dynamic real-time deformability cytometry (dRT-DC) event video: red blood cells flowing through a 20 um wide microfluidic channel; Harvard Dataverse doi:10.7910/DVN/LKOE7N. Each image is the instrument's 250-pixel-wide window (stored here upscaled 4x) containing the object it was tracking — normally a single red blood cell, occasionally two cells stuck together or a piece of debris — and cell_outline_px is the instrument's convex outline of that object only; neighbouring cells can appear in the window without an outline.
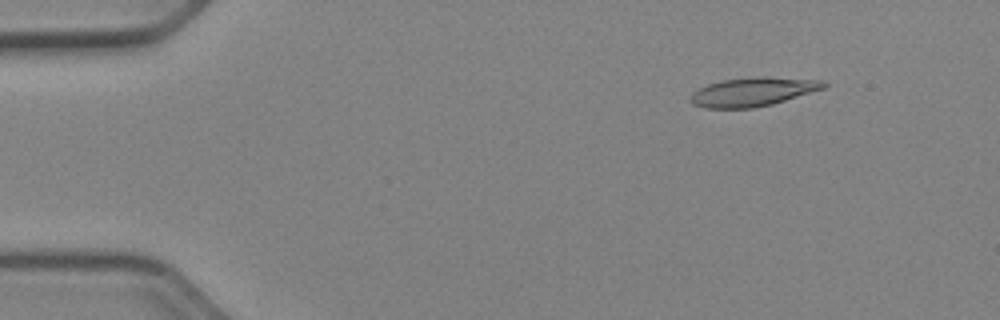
{"species": "Egyptian fruit bat (a non-hibernating species)", "species_latin": "Rousettus aegyptiacus", "temperature_condition": "cold", "stored_images_in_passage": 46, "camera_frame_rate_fps": 3000, "um_per_image_px": 0.085, "animal": {"sex": "female"}, "frame": {"image": 1, "passage_image": 1, "time_ms": 0.0, "image_size_px": [1000, 320], "cell_outline_px": [[828, 84], [824, 88], [772, 104], [752, 108], [704, 108], [692, 104], [688, 100], [692, 92], [708, 84], [720, 80], [752, 76], [764, 76], [820, 80]], "centroid_in_image_um": [63.94, 7.8], "position_along_channel_um": 21.1, "area_um2": 22.48}}
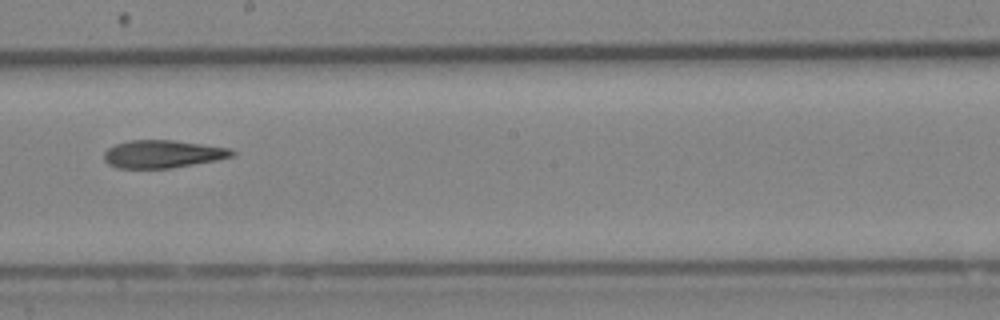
{"frame": {"image": 2, "passage_image": 24, "time_ms": 7.667, "image_size_px": [1000, 320], "cell_outline_px": [[236, 152], [232, 156], [216, 160], [168, 168], [116, 168], [108, 164], [104, 160], [104, 152], [108, 148], [116, 144], [128, 140], [172, 140], [232, 148]], "centroid_in_image_um": [13.81, 13.08], "position_along_channel_um": 234.4, "area_um2": 20.63}}
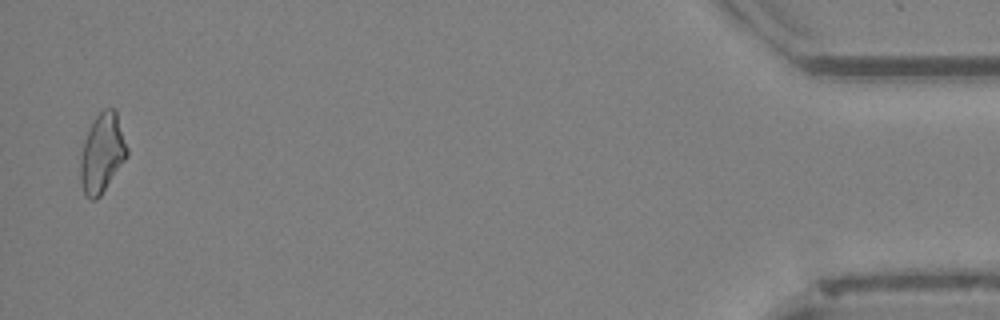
{"frame": {"image": 3, "passage_image": 45, "time_ms": 14.667, "image_size_px": [1000, 320], "cell_outline_px": [[128, 156], [100, 196], [96, 200], [92, 200], [84, 192], [80, 180], [80, 160], [84, 140], [96, 116], [104, 108], [116, 108], [128, 148]], "centroid_in_image_um": [8.7, 13.0], "position_along_channel_um": 426.5, "area_um2": 21.44}, "authors_computed_cell_mechanics": {"area_um2": 21.4149, "velocity_mm_per_s": 3.9682, "shape_relaxation_time_tau1_ms": 9.7385, "shape_relaxation_time_tau2_ms": 7.2148, "deformation_change_tau1": 0.2131, "deformation_change_tau2": 0.1851}}